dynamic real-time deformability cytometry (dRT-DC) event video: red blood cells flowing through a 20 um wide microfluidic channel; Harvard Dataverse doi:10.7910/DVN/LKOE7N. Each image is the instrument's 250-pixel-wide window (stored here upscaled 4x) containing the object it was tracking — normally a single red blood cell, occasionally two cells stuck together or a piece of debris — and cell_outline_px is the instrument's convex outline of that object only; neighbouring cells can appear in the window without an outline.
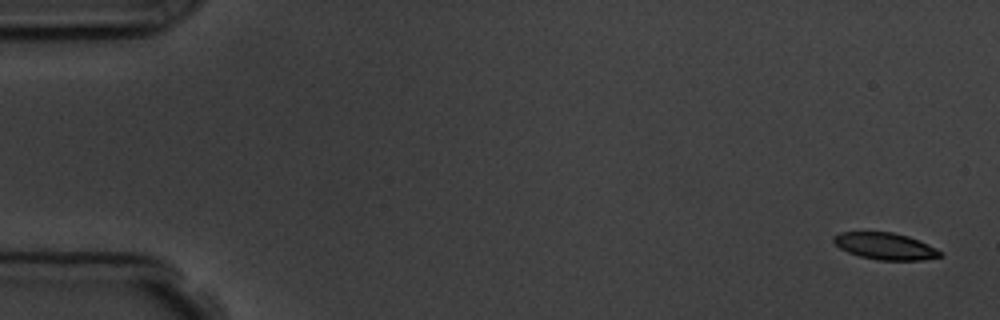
{"species": "common noctule bat (a hibernating species)", "species_latin": "Nyctalus noctula", "temperature_condition": "room temperature", "stored_images_in_passage": 5, "camera_frame_rate_fps": 3000, "um_per_image_px": 0.085, "animal": {"sex": "male", "body_mass_g": 19.5, "forearm_length_mm": 54.6}, "frame": {"image": 1, "passage_image": 1, "time_ms": 0.0, "image_size_px": [1000, 320], "cell_outline_px": [[940, 256], [924, 260], [880, 260], [860, 256], [848, 252], [840, 248], [832, 240], [832, 236], [840, 232], [892, 232], [908, 236], [928, 244], [936, 248], [940, 252]], "centroid_in_image_um": [75.21, 20.91], "position_along_channel_um": 9.8, "area_um2": 16.47}}